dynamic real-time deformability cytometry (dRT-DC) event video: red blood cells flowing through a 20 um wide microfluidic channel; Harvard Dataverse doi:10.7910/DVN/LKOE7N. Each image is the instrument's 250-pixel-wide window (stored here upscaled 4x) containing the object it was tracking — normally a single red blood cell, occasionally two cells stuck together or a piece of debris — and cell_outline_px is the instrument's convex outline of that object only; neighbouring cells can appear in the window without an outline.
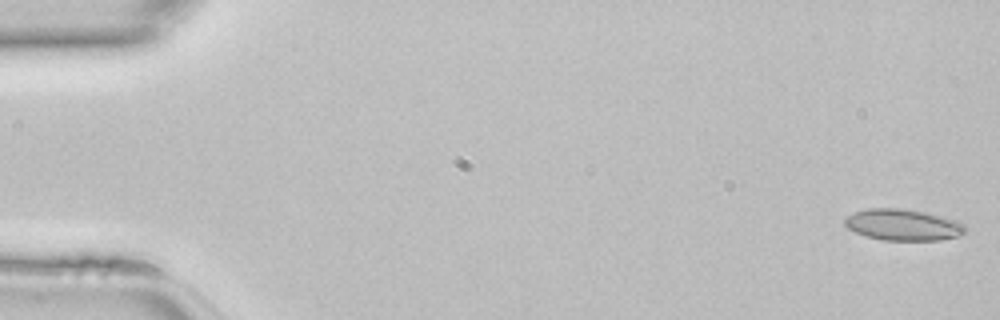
{"species": "common noctule bat (a hibernating species)", "species_latin": "Nyctalus noctula", "temperature_condition": "room temperature", "stored_images_in_passage": 46, "camera_frame_rate_fps": 3000, "um_per_image_px": 0.085, "animal": {"sex": "female", "body_mass_g": 22.7, "forearm_length_mm": 54.2}, "frame": {"image": 1, "passage_image": 1, "time_ms": 0.0, "image_size_px": [1000, 320], "cell_outline_px": [[964, 232], [960, 236], [940, 240], [884, 240], [864, 236], [848, 228], [844, 224], [844, 220], [848, 216], [856, 212], [868, 208], [900, 208], [924, 212], [956, 220], [964, 224]], "centroid_in_image_um": [76.75, 19.11], "position_along_channel_um": 8.3, "area_um2": 21.85}}
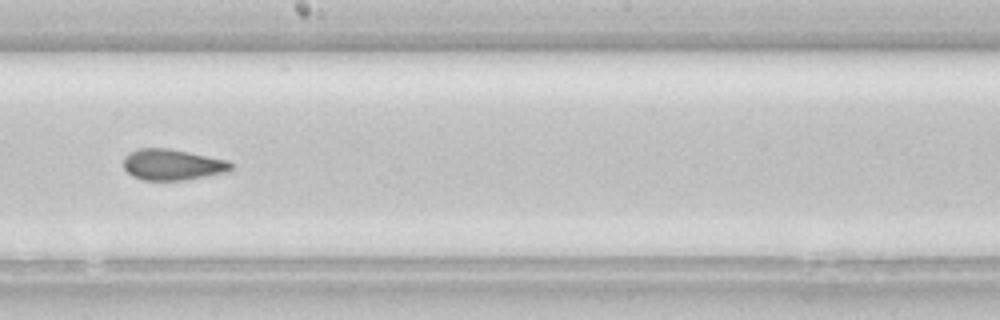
{"frame": {"image": 2, "passage_image": 26, "time_ms": 8.333, "image_size_px": [1000, 320], "cell_outline_px": [[232, 168], [228, 172], [184, 180], [144, 180], [132, 176], [124, 168], [124, 156], [128, 152], [136, 148], [168, 148], [228, 160], [232, 164]], "centroid_in_image_um": [14.63, 13.99], "position_along_channel_um": 233.6, "area_um2": 19.48}}
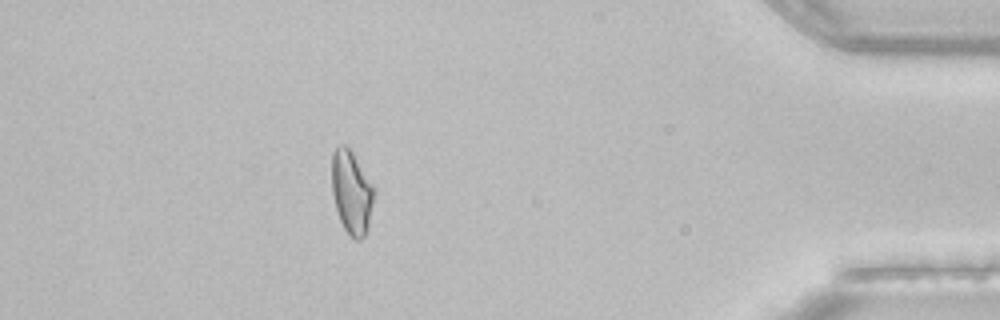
{"frame": {"image": 3, "passage_image": 41, "time_ms": 13.333, "image_size_px": [1000, 320], "cell_outline_px": [[376, 188], [368, 228], [364, 236], [360, 240], [352, 240], [344, 228], [340, 220], [336, 208], [332, 192], [332, 152], [340, 144], [344, 144], [352, 152]], "centroid_in_image_um": [29.9, 16.36], "position_along_channel_um": 405.3, "area_um2": 20.69}}